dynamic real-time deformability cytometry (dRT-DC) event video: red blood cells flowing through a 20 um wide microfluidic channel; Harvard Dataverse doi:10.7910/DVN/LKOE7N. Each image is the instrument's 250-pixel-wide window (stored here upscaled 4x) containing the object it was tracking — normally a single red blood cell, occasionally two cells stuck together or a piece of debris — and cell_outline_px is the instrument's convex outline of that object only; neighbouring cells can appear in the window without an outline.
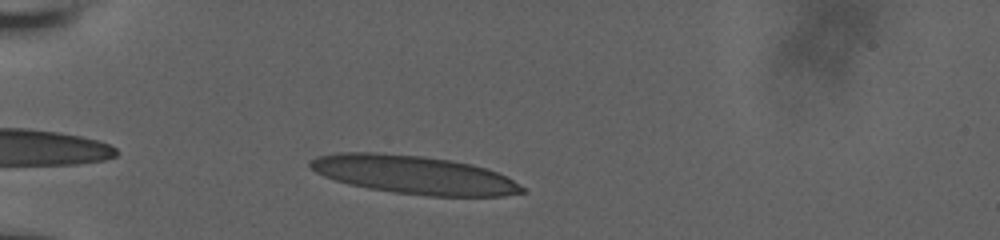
{"species": "human", "species_latin": "Homo sapiens", "temperature_condition": "room temperature", "stored_images_in_passage": 36, "camera_frame_rate_fps": 3000, "um_per_image_px": 0.085, "donor": {"sex": "male"}, "frame": {"image": 1, "passage_image": 4, "time_ms": 1.0, "image_size_px": [1000, 240], "cell_outline_px": [[528, 192], [504, 196], [428, 196], [396, 192], [368, 188], [348, 184], [324, 176], [308, 168], [308, 160], [316, 156], [340, 152], [376, 152], [424, 156], [472, 164], [488, 168], [508, 176], [524, 188]], "centroid_in_image_um": [35.18, 14.85], "position_along_channel_um": 49.8, "area_um2": 47.69}}
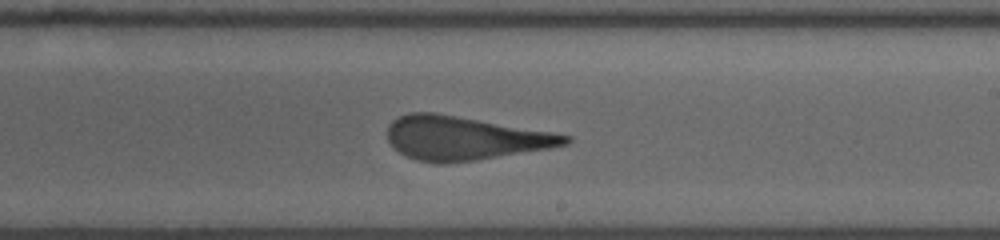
{"frame": {"image": 2, "passage_image": 22, "time_ms": 7.0, "image_size_px": [1000, 240], "cell_outline_px": [[572, 140], [568, 144], [552, 148], [476, 160], [444, 164], [436, 164], [416, 160], [400, 152], [388, 140], [388, 124], [392, 120], [408, 112], [436, 112], [552, 132], [572, 136]], "centroid_in_image_um": [39.48, 11.74], "position_along_channel_um": 249.5, "area_um2": 45.37}}
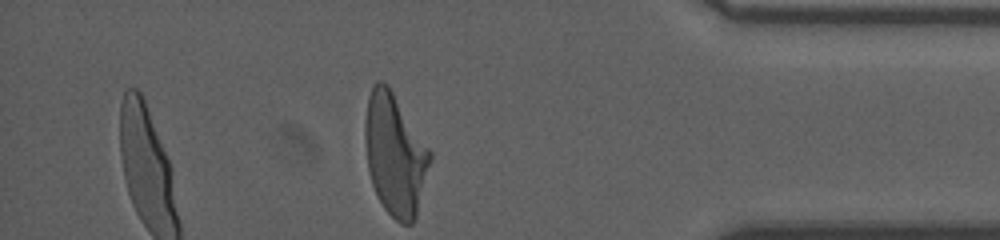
{"frame": {"image": 3, "passage_image": 36, "time_ms": 11.667, "image_size_px": [1000, 240], "cell_outline_px": [[432, 156], [416, 216], [412, 224], [400, 224], [384, 208], [372, 184], [368, 168], [364, 140], [364, 120], [368, 96], [372, 84], [376, 80], [380, 80], [388, 84], [432, 152]], "centroid_in_image_um": [33.55, 13.09], "position_along_channel_um": 401.6, "area_um2": 46.12}, "authors_computed_cell_mechanics": {"area_um2": 46.1822, "velocity_mm_per_s": 3.8196, "shape_relaxation_time_tau1_ms": 8.8298, "shape_relaxation_time_tau2_ms": 1.391, "deformation_change_tau1": 0.307, "deformation_change_tau2": 0.1314}}